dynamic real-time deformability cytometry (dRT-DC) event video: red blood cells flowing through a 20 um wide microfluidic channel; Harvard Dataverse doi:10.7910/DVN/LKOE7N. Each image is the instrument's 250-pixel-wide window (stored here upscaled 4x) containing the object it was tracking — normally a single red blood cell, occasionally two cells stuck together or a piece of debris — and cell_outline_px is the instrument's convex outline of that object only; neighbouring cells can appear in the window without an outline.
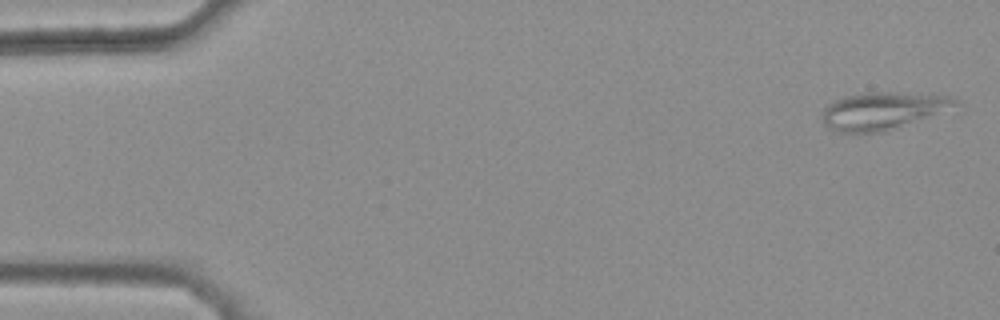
{"species": "common noctule bat (a hibernating species)", "species_latin": "Nyctalus noctula", "temperature_condition": "warm", "stored_images_in_passage": 45, "camera_frame_rate_fps": 3000, "um_per_image_px": 0.085, "animal": {"sex": "female", "body_mass_g": 25.1}, "frame": {"image": 1, "passage_image": 1, "time_ms": 0.0, "image_size_px": [1000, 320], "cell_outline_px": [[964, 104], [884, 132], [840, 132], [828, 128], [824, 120], [824, 108], [828, 104], [844, 96], [872, 92], [896, 92], [948, 96], [960, 100]], "centroid_in_image_um": [75.09, 9.41], "position_along_channel_um": 9.9, "area_um2": 28.67}}
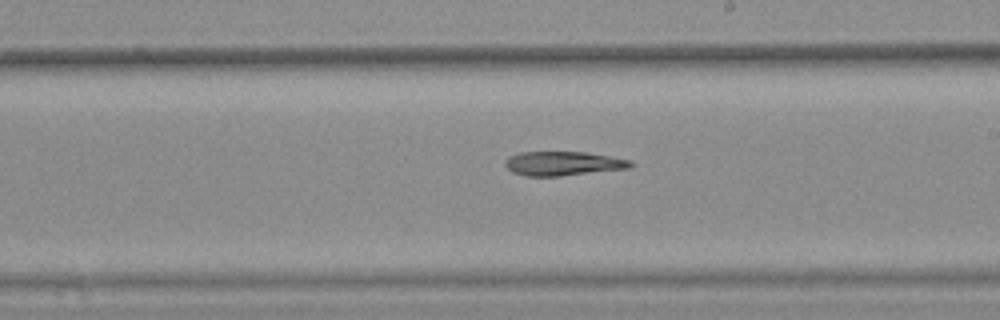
{"frame": {"image": 2, "passage_image": 29, "time_ms": 9.333, "image_size_px": [1000, 320], "cell_outline_px": [[636, 164], [632, 168], [560, 176], [528, 176], [512, 172], [504, 164], [504, 160], [508, 156], [520, 152], [588, 152], [632, 160]], "centroid_in_image_um": [47.91, 13.89], "position_along_channel_um": 241.1, "area_um2": 17.92}}
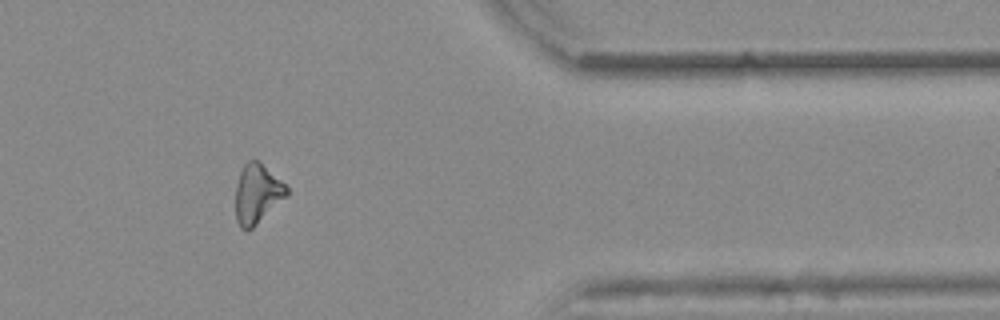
{"frame": {"image": 3, "passage_image": 42, "time_ms": 13.667, "image_size_px": [1000, 320], "cell_outline_px": [[288, 196], [248, 232], [244, 232], [240, 228], [236, 220], [236, 184], [240, 172], [244, 164], [248, 160], [256, 160], [280, 180], [288, 188]], "centroid_in_image_um": [21.84, 16.53], "position_along_channel_um": 389.6, "area_um2": 17.63}}